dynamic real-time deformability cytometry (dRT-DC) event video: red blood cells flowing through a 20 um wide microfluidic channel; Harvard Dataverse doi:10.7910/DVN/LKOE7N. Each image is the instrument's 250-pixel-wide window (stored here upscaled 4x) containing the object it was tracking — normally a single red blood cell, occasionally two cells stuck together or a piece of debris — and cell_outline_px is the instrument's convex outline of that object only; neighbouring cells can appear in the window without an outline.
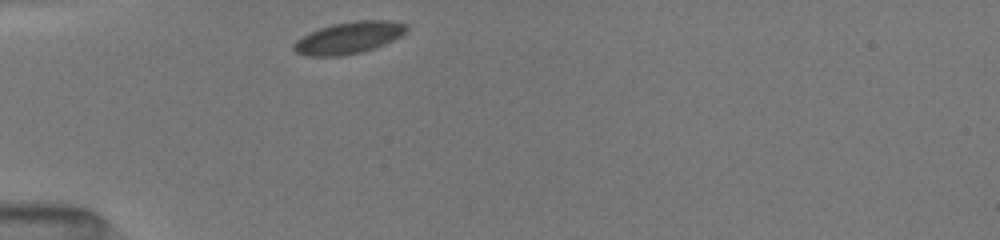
{"species": "common noctule bat (a hibernating species)", "species_latin": "Nyctalus noctula", "temperature_condition": "room temperature", "stored_images_in_passage": 37, "camera_frame_rate_fps": 3000, "um_per_image_px": 0.085, "animal": {"sex": "female", "body_mass_g": 19.5, "forearm_length_mm": 54.1}, "frame": {"image": 1, "passage_image": 1, "time_ms": 0.0, "image_size_px": [1000, 240], "cell_outline_px": [[408, 28], [400, 36], [384, 44], [364, 52], [340, 56], [304, 56], [296, 52], [292, 48], [292, 44], [296, 40], [308, 32], [332, 24], [356, 20], [388, 20], [408, 24]], "centroid_in_image_um": [29.61, 3.21], "position_along_channel_um": 55.4, "area_um2": 21.1}}
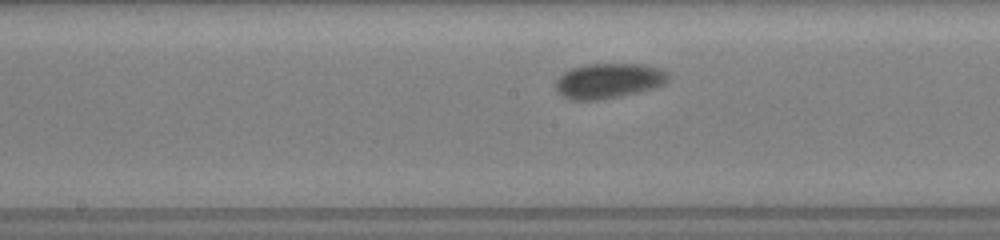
{"frame": {"image": 2, "passage_image": 13, "time_ms": 4.0, "image_size_px": [1000, 240], "cell_outline_px": [[668, 80], [664, 84], [652, 88], [620, 96], [596, 100], [568, 100], [556, 88], [556, 80], [564, 72], [572, 68], [584, 64], [644, 64], [656, 68], [664, 72], [668, 76]], "centroid_in_image_um": [51.69, 6.86], "position_along_channel_um": 196.5, "area_um2": 22.66}}
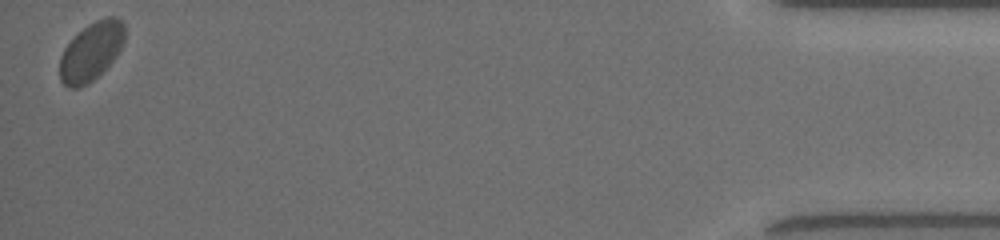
{"frame": {"image": 3, "passage_image": 37, "time_ms": 12.0, "image_size_px": [1000, 240], "cell_outline_px": [[124, 40], [116, 56], [88, 84], [80, 88], [68, 88], [60, 80], [60, 56], [64, 48], [88, 24], [96, 20], [108, 16], [116, 16], [124, 24]], "centroid_in_image_um": [7.74, 4.38], "position_along_channel_um": 427.5, "area_um2": 21.73}, "authors_computed_cell_mechanics": {"area_um2": 21.9062, "velocity_mm_per_s": 3.8753, "shape_relaxation_time_tau1_ms": 1.0149, "shape_relaxation_time_tau2_ms": null, "deformation_change_tau1": 0.052, "deformation_change_tau2": null}}